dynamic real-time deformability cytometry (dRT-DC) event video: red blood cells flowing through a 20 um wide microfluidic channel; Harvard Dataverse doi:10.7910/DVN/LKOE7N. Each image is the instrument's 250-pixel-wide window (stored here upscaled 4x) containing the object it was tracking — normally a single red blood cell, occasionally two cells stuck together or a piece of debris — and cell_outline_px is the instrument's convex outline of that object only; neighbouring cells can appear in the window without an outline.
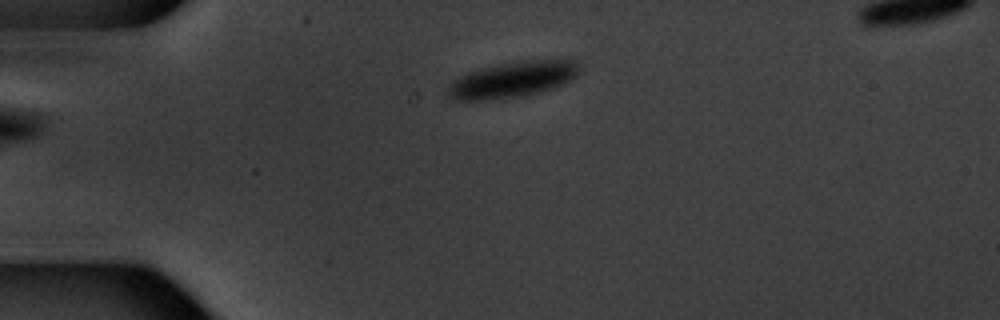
{"species": "common noctule bat (a hibernating species)", "species_latin": "Nyctalus noctula", "temperature_condition": "warm", "stored_images_in_passage": 4, "camera_frame_rate_fps": 3000, "um_per_image_px": 0.085, "animal": {"sex": "male", "body_mass_g": 20.1, "forearm_length_mm": 53.5}, "frame": {"image": 1, "passage_image": 4, "time_ms": 3.667, "image_size_px": [1000, 320], "cell_outline_px": [[580, 72], [576, 76], [552, 88], [540, 92], [520, 96], [484, 100], [456, 100], [448, 96], [448, 84], [452, 80], [468, 72], [496, 64], [512, 60], [564, 56], [568, 56], [576, 60], [580, 64]], "centroid_in_image_um": [43.67, 6.68], "position_along_channel_um": 41.3, "area_um2": 28.5}}